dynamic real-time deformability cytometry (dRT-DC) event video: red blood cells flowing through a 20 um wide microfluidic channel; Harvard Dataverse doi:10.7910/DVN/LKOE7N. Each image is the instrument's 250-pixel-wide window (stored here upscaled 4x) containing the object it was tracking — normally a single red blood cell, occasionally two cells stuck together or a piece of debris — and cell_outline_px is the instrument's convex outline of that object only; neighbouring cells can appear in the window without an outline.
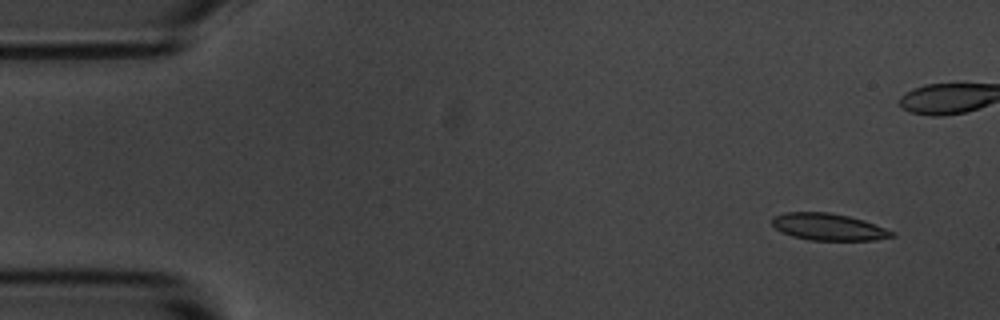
{"species": "common noctule bat (a hibernating species)", "species_latin": "Nyctalus noctula", "temperature_condition": "room temperature", "stored_images_in_passage": 5, "camera_frame_rate_fps": 3000, "um_per_image_px": 0.085, "animal": {"sex": "male", "body_mass_g": 20.1, "forearm_length_mm": 53.5}, "frame": {"image": 1, "passage_image": 1, "time_ms": 0.0, "image_size_px": [1000, 320], "cell_outline_px": [[896, 236], [876, 240], [812, 240], [792, 236], [780, 232], [772, 224], [772, 216], [784, 212], [828, 212], [848, 216], [864, 220], [896, 232]], "centroid_in_image_um": [70.42, 19.28], "position_along_channel_um": 14.6, "area_um2": 18.9}}